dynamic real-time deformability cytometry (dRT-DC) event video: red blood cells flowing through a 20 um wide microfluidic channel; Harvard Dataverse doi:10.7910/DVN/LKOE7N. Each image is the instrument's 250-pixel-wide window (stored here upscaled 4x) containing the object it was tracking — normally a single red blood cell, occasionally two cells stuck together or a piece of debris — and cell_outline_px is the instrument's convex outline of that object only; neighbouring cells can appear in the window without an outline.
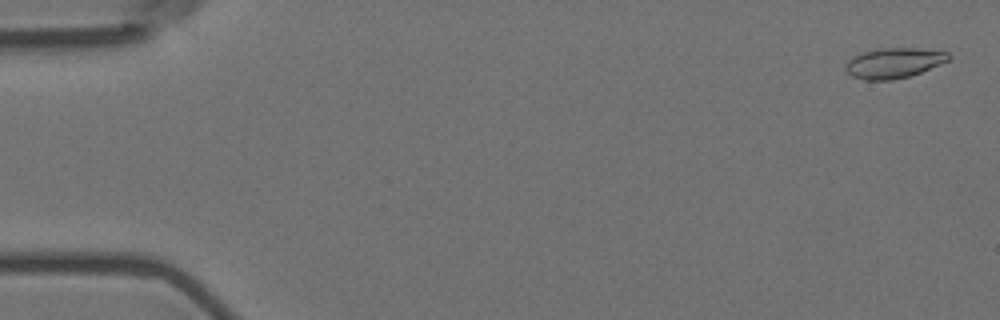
{"species": "Egyptian fruit bat (a non-hibernating species)", "species_latin": "Rousettus aegyptiacus", "temperature_condition": "room temperature", "stored_images_in_passage": 57, "camera_frame_rate_fps": 3000, "um_per_image_px": 0.085, "animal": {"sex": "female"}, "frame": {"image": 1, "passage_image": 2, "time_ms": 0.333, "image_size_px": [1000, 320], "cell_outline_px": [[952, 56], [948, 60], [940, 64], [920, 72], [908, 76], [892, 80], [864, 80], [852, 76], [844, 68], [844, 64], [852, 56], [860, 52], [880, 48], [916, 48], [948, 52]], "centroid_in_image_um": [75.93, 5.34], "position_along_channel_um": 9.1, "area_um2": 18.21}}
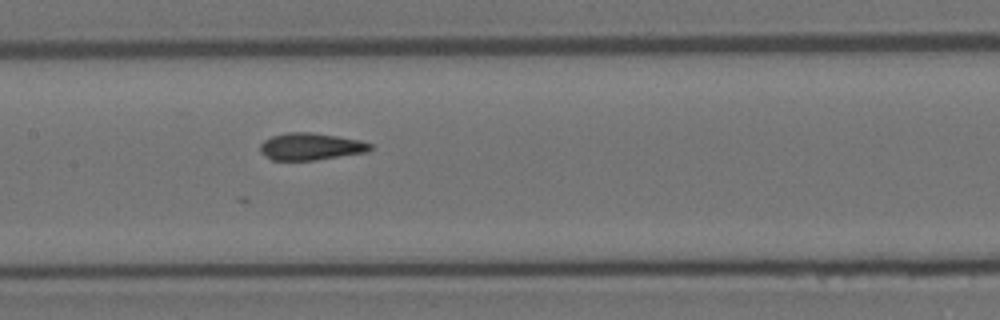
{"frame": {"image": 2, "passage_image": 28, "time_ms": 9.0, "image_size_px": [1000, 320], "cell_outline_px": [[372, 148], [368, 152], [316, 160], [272, 160], [260, 152], [260, 144], [264, 140], [272, 136], [288, 132], [312, 132], [360, 140], [372, 144]], "centroid_in_image_um": [26.42, 12.45], "position_along_channel_um": 181.0, "area_um2": 17.4}}
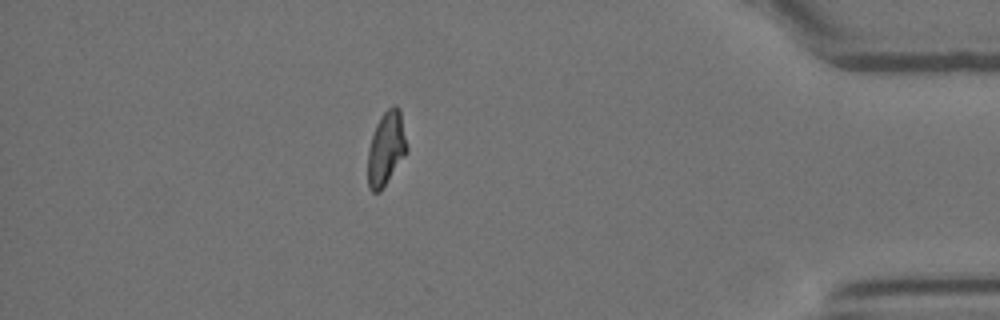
{"frame": {"image": 3, "passage_image": 50, "time_ms": 16.333, "image_size_px": [1000, 320], "cell_outline_px": [[408, 152], [380, 192], [372, 192], [368, 188], [368, 148], [376, 124], [380, 116], [392, 104], [396, 104], [400, 108], [408, 148]], "centroid_in_image_um": [32.83, 12.6], "position_along_channel_um": 402.4, "area_um2": 17.05}}